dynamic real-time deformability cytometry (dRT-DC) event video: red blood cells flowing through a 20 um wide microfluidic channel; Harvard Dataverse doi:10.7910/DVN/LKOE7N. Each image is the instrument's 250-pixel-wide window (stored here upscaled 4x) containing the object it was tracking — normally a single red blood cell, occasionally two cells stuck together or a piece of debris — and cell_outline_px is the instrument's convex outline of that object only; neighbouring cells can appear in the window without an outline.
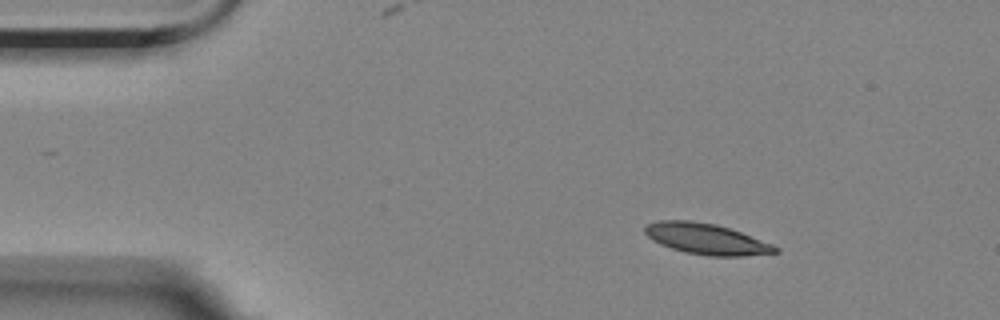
{"species": "Egyptian fruit bat (a non-hibernating species)", "species_latin": "Rousettus aegyptiacus", "temperature_condition": "room temperature", "stored_images_in_passage": 5, "camera_frame_rate_fps": 3000, "um_per_image_px": 0.085, "animal": {"sex": "female"}, "frame": {"image": 1, "passage_image": 2, "time_ms": 1.0, "image_size_px": [1000, 320], "cell_outline_px": [[780, 252], [740, 256], [708, 256], [684, 252], [660, 244], [652, 240], [644, 232], [644, 228], [648, 224], [656, 220], [692, 220], [716, 224], [740, 232], [772, 244], [780, 248]], "centroid_in_image_um": [60.02, 20.3], "position_along_channel_um": 25.0, "area_um2": 23.41}}